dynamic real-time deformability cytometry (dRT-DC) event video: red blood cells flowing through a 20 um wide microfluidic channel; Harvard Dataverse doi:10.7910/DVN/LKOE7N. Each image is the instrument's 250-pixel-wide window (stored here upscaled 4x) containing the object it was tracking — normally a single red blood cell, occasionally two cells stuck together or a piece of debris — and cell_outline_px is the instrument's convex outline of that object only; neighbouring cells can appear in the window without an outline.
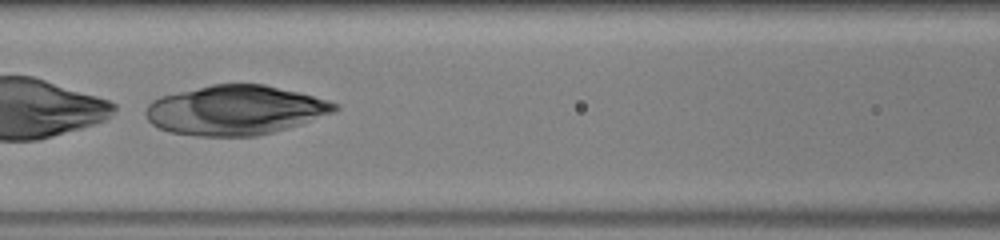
{"species": "human", "species_latin": "Homo sapiens", "temperature_condition": "warm", "stored_images_in_passage": 32, "camera_frame_rate_fps": 3000, "um_per_image_px": 0.085, "donor": {"sex": "male"}, "frame": {"image": 1, "passage_image": 8, "time_ms": 2.333, "image_size_px": [1000, 240], "cell_outline_px": [[340, 108], [332, 112], [300, 124], [272, 132], [256, 136], [196, 136], [168, 132], [152, 124], [148, 120], [144, 112], [148, 104], [152, 100], [160, 96], [212, 84], [264, 84], [328, 100], [336, 104]], "centroid_in_image_um": [19.93, 9.37], "position_along_channel_um": 146.7, "area_um2": 54.16}}
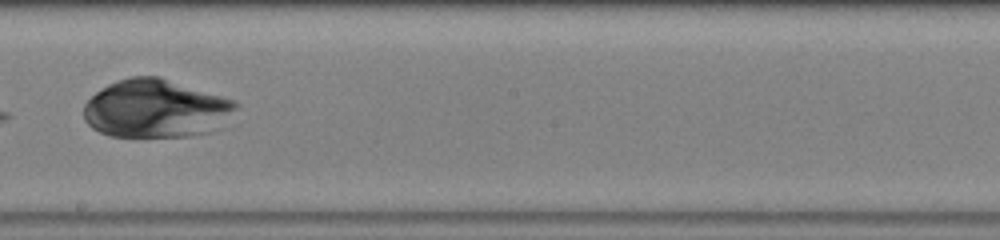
{"frame": {"image": 2, "passage_image": 15, "time_ms": 4.667, "image_size_px": [1000, 240], "cell_outline_px": [[240, 104], [236, 108], [208, 132], [188, 136], [108, 136], [92, 128], [84, 120], [84, 104], [96, 92], [108, 84], [116, 80], [132, 76], [156, 76], [220, 96], [232, 100]], "centroid_in_image_um": [13.14, 9.23], "position_along_channel_um": 235.1, "area_um2": 50.52}}